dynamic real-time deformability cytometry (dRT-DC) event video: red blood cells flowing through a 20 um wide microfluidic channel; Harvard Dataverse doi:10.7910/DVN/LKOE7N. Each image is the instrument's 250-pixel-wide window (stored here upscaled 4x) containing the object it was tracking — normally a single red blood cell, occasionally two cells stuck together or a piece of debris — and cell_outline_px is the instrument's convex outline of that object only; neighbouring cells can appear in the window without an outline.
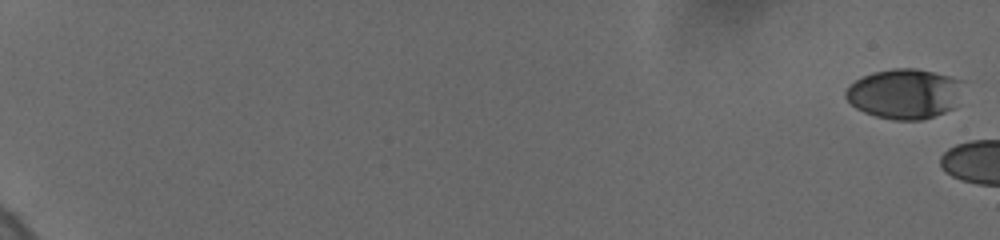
{"species": "human", "species_latin": "Homo sapiens", "temperature_condition": "cold", "stored_images_in_passage": 5, "camera_frame_rate_fps": 3000, "um_per_image_px": 0.085, "donor": {"sex": "female"}, "frame": {"image": 1, "passage_image": 1, "time_ms": 0.0, "image_size_px": [1000, 240], "cell_outline_px": [[960, 80], [952, 108], [944, 112], [920, 120], [892, 120], [876, 116], [864, 112], [856, 108], [844, 96], [844, 92], [856, 80], [872, 72], [892, 68], [916, 68], [948, 76]], "centroid_in_image_um": [76.78, 7.97], "position_along_channel_um": 8.2, "area_um2": 33.35}}